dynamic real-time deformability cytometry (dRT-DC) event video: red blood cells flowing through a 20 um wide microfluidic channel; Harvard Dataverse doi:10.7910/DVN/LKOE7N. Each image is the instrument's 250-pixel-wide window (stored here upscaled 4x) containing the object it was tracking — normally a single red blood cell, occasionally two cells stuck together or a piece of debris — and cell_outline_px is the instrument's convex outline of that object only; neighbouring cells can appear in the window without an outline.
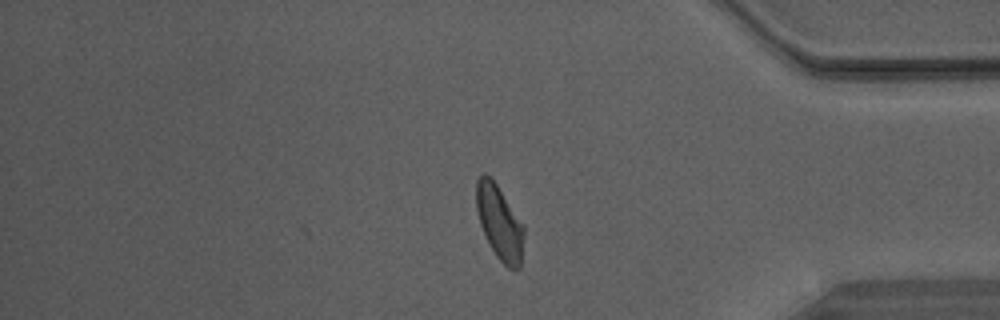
{"species": "Egyptian fruit bat (a non-hibernating species)", "species_latin": "Rousettus aegyptiacus", "temperature_condition": "warm", "stored_images_in_passage": 39, "camera_frame_rate_fps": 3000, "um_per_image_px": 0.085, "animal": {"sex": "male"}, "frame": {"image": 1, "passage_image": 39, "time_ms": 12.667, "image_size_px": [1000, 320], "cell_outline_px": [[524, 236], [520, 268], [508, 268], [496, 256], [480, 224], [476, 208], [476, 180], [484, 172], [492, 176], [524, 224]], "centroid_in_image_um": [42.46, 18.85], "position_along_channel_um": 392.7, "area_um2": 20.75}}